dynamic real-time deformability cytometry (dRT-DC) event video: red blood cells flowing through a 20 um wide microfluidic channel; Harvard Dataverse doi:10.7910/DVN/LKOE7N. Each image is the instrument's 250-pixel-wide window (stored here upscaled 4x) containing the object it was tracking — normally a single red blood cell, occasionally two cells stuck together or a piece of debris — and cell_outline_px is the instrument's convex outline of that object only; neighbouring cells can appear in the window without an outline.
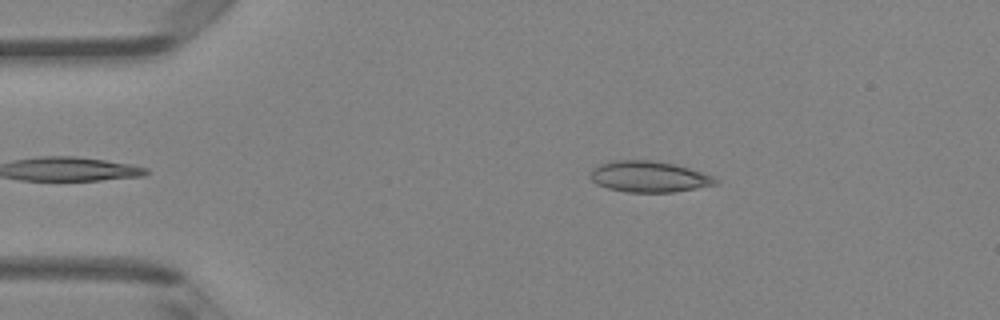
{"species": "Egyptian fruit bat (a non-hibernating species)", "species_latin": "Rousettus aegyptiacus", "temperature_condition": "room temperature", "stored_images_in_passage": 33, "camera_frame_rate_fps": 3000, "um_per_image_px": 0.085, "animal": {"sex": "female"}, "frame": {"image": 1, "passage_image": 1, "time_ms": 0.0, "image_size_px": [1000, 320], "cell_outline_px": [[720, 184], [672, 192], [624, 192], [608, 188], [596, 184], [592, 180], [592, 168], [608, 160], [652, 160], [672, 164], [688, 168], [712, 176], [720, 180]], "centroid_in_image_um": [55.16, 15.02], "position_along_channel_um": 29.8, "area_um2": 22.6}}
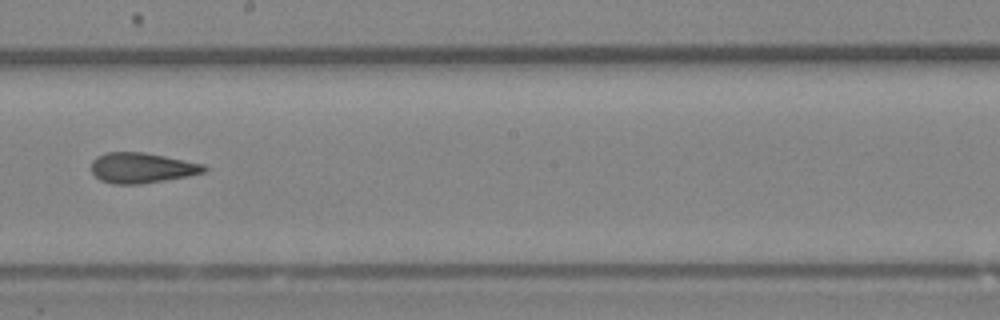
{"frame": {"image": 2, "passage_image": 19, "time_ms": 6.0, "image_size_px": [1000, 320], "cell_outline_px": [[208, 168], [204, 172], [188, 176], [140, 184], [112, 184], [100, 180], [92, 172], [92, 160], [96, 156], [108, 152], [144, 152], [204, 164]], "centroid_in_image_um": [12.04, 14.27], "position_along_channel_um": 236.2, "area_um2": 19.88}}
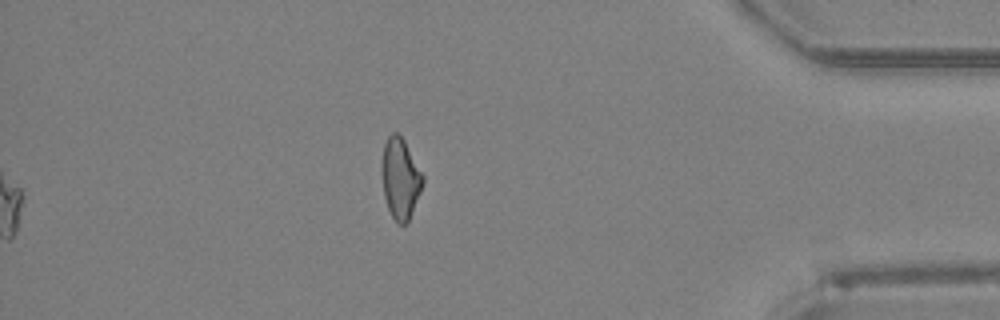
{"frame": {"image": 3, "passage_image": 33, "time_ms": 10.667, "image_size_px": [1000, 320], "cell_outline_px": [[424, 184], [408, 220], [404, 224], [396, 224], [388, 208], [384, 196], [380, 172], [380, 164], [384, 144], [388, 136], [392, 132], [396, 132], [404, 140], [424, 176]], "centroid_in_image_um": [34.0, 15.15], "position_along_channel_um": 401.2, "area_um2": 19.48}, "authors_computed_cell_mechanics": {"area_um2": 20.3456, "velocity_mm_per_s": 4.3372, "shape_relaxation_time_tau1_ms": null, "shape_relaxation_time_tau2_ms": 1.7022, "deformation_change_tau1": null, "deformation_change_tau2": 0.0836}}